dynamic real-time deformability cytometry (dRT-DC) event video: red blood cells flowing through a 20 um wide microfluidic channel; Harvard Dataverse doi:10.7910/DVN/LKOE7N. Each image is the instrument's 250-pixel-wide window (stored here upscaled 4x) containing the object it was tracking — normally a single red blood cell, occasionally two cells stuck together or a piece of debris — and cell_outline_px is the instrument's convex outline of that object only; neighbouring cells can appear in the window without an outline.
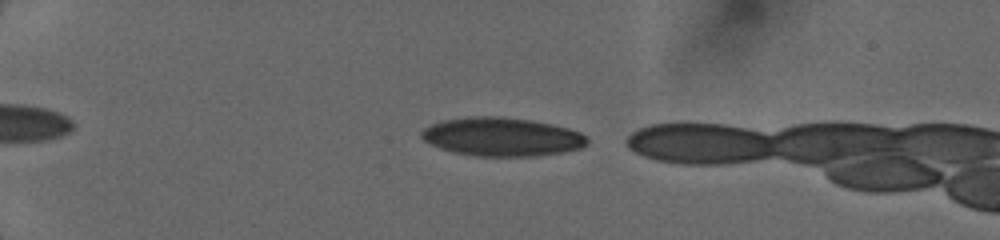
{"species": "human", "species_latin": "Homo sapiens", "temperature_condition": "cold", "stored_images_in_passage": 31, "camera_frame_rate_fps": 3000, "um_per_image_px": 0.085, "donor": {"sex": "female"}, "frame": {"image": 1, "passage_image": 7, "time_ms": 0.667, "image_size_px": [1000, 240], "cell_outline_px": [[588, 144], [580, 148], [560, 152], [536, 156], [476, 156], [452, 152], [428, 144], [420, 136], [420, 132], [424, 128], [432, 124], [444, 120], [468, 116], [500, 116], [528, 120], [552, 124], [568, 128], [580, 132], [588, 140]], "centroid_in_image_um": [42.62, 11.63], "position_along_channel_um": 42.4, "area_um2": 37.28}}
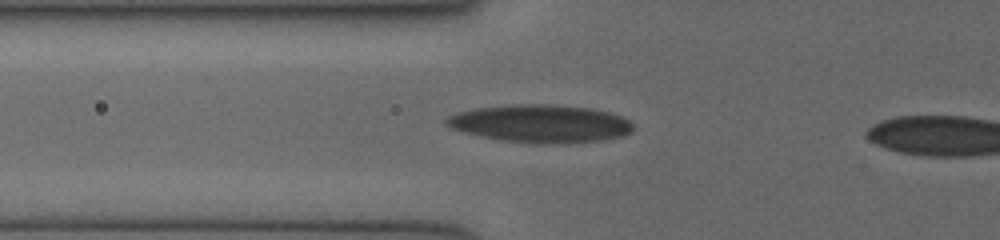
{"frame": {"image": 2, "passage_image": 26, "time_ms": 3.0, "image_size_px": [1000, 240], "cell_outline_px": [[632, 132], [624, 136], [600, 140], [564, 144], [528, 144], [500, 140], [460, 132], [448, 128], [444, 124], [444, 120], [448, 116], [456, 112], [476, 108], [508, 104], [548, 104], [588, 108], [608, 112], [620, 116], [628, 120], [632, 124]], "centroid_in_image_um": [45.86, 10.52], "position_along_channel_um": 79.9, "area_um2": 41.79}}